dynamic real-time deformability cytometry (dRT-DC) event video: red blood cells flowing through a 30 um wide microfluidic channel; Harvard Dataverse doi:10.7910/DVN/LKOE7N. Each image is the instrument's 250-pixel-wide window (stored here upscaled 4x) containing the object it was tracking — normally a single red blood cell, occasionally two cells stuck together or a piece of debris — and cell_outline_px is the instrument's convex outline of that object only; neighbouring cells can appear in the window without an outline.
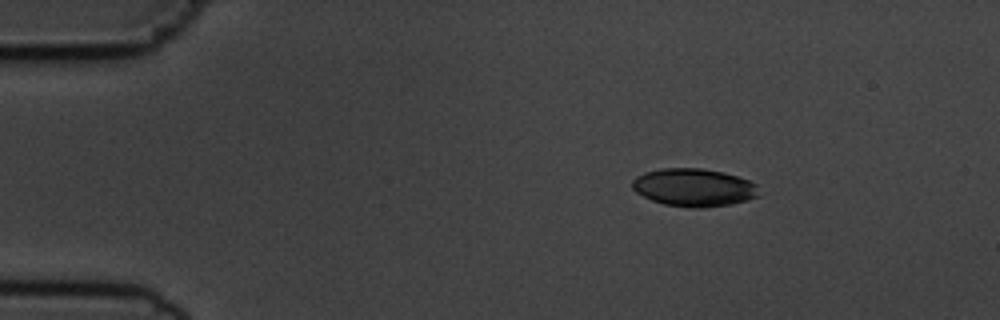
{"species": "common noctule bat (a hibernating species)", "species_latin": "Nyctalus noctula", "temperature_condition": "cold", "stored_images_in_passage": 4, "camera_frame_rate_fps": 3000, "um_per_image_px": 0.085, "animal": {"sex": "male", "body_mass_g": 19.5, "forearm_length_mm": 54.6}, "frame": {"image": 1, "passage_image": 2, "time_ms": 1.333, "image_size_px": [1000, 320], "cell_outline_px": [[760, 196], [748, 200], [728, 204], [704, 208], [692, 208], [664, 204], [652, 200], [636, 192], [632, 188], [632, 180], [636, 176], [644, 172], [660, 168], [700, 168], [724, 172], [748, 180], [756, 184]], "centroid_in_image_um": [58.97, 15.93], "position_along_channel_um": 26.0, "area_um2": 28.03}}